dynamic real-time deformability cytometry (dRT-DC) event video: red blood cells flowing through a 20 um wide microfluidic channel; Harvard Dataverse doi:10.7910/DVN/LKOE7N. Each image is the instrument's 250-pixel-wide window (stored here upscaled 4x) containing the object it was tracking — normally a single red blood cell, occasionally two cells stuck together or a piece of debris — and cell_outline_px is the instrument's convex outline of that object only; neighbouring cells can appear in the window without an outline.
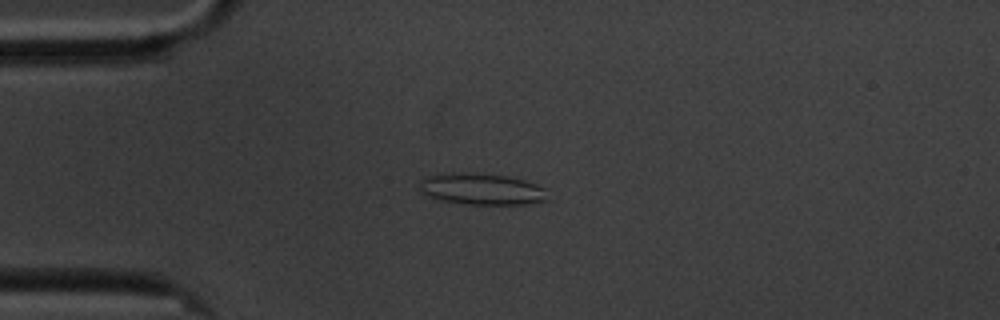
{"species": "common noctule bat (a hibernating species)", "species_latin": "Nyctalus noctula", "temperature_condition": "cold", "stored_images_in_passage": 45, "camera_frame_rate_fps": 3000, "um_per_image_px": 0.085, "animal": {"sex": "male", "body_mass_g": 20.1, "forearm_length_mm": 53.5}, "frame": {"image": 1, "passage_image": 1, "time_ms": 0.0, "image_size_px": [1000, 320], "cell_outline_px": [[548, 188], [544, 200], [524, 204], [468, 204], [436, 200], [420, 192], [420, 184], [428, 176], [452, 172], [508, 176], [524, 180]], "centroid_in_image_um": [40.93, 16.08], "position_along_channel_um": 44.1, "area_um2": 23.24}}
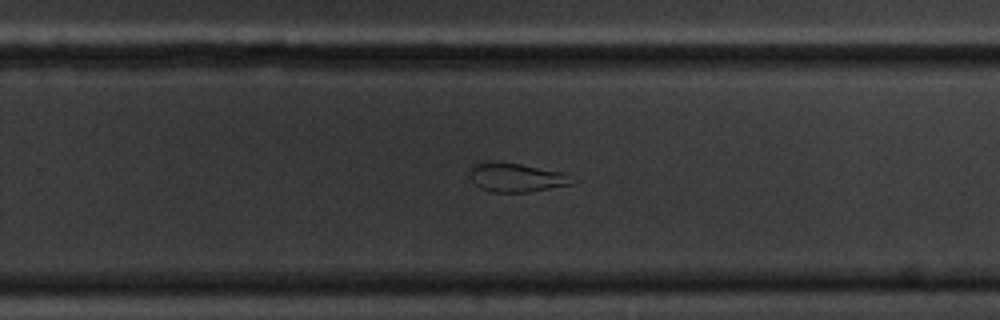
{"frame": {"image": 2, "passage_image": 24, "time_ms": 7.667, "image_size_px": [1000, 320], "cell_outline_px": [[580, 180], [572, 184], [528, 192], [492, 192], [480, 188], [472, 180], [472, 164], [488, 160], [496, 160], [520, 164], [564, 172]], "centroid_in_image_um": [43.94, 15.06], "position_along_channel_um": 285.9, "area_um2": 17.51}}
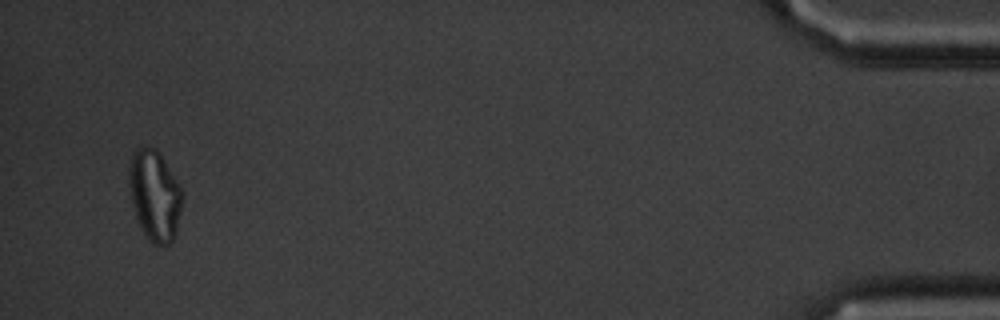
{"frame": {"image": 3, "passage_image": 43, "time_ms": 14.0, "image_size_px": [1000, 320], "cell_outline_px": [[184, 196], [176, 236], [168, 244], [160, 248], [152, 244], [148, 240], [140, 228], [132, 204], [128, 184], [128, 168], [132, 152], [136, 148], [144, 144], [156, 148], [160, 152], [180, 184], [184, 192]], "centroid_in_image_um": [13.16, 16.59], "position_along_channel_um": 422.0, "area_um2": 29.3}, "authors_computed_cell_mechanics": {"area_um2": 19.7676, "velocity_mm_per_s": 3.4018, "shape_relaxation_time_tau1_ms": null, "shape_relaxation_time_tau2_ms": 3.7441, "deformation_change_tau1": null, "deformation_change_tau2": 0.1319}}